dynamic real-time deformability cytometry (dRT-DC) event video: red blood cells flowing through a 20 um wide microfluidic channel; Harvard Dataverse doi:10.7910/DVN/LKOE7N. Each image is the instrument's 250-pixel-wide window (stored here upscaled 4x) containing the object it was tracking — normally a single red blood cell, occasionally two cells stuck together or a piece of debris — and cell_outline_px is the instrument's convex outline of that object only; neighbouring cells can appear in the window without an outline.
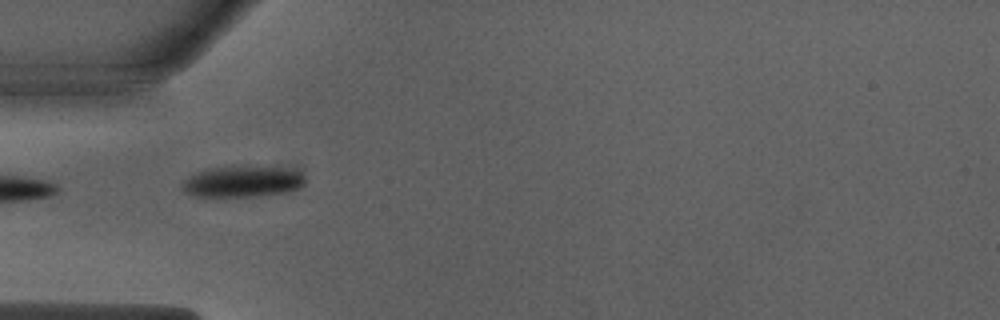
{"species": "Egyptian fruit bat (a non-hibernating species)", "species_latin": "Rousettus aegyptiacus", "temperature_condition": "warm", "stored_images_in_passage": 36, "camera_frame_rate_fps": 3000, "um_per_image_px": 0.085, "animal": {"sex": "male"}, "frame": {"image": 1, "passage_image": 1, "time_ms": 0.0, "image_size_px": [1000, 320], "cell_outline_px": [[304, 184], [300, 188], [288, 192], [256, 196], [192, 196], [180, 188], [180, 184], [188, 176], [196, 172], [208, 168], [232, 164], [248, 164], [284, 168], [300, 172], [304, 176]], "centroid_in_image_um": [20.58, 15.39], "position_along_channel_um": 64.4, "area_um2": 23.18}}
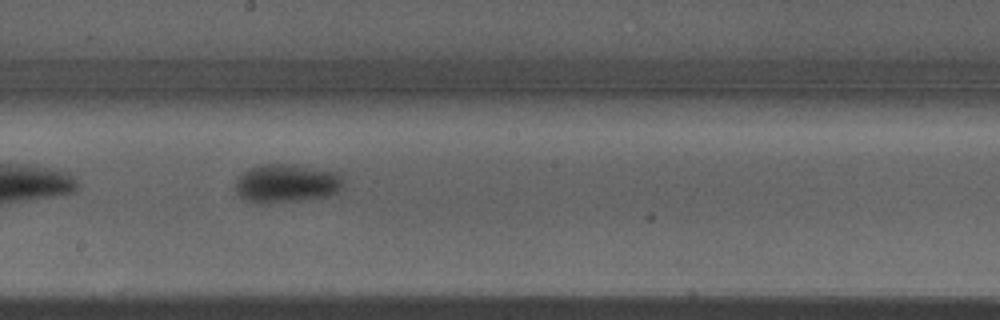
{"frame": {"image": 2, "passage_image": 13, "time_ms": 4.0, "image_size_px": [1000, 320], "cell_outline_px": [[344, 188], [336, 192], [324, 196], [300, 200], [268, 204], [260, 204], [244, 200], [236, 192], [236, 180], [244, 172], [260, 164], [296, 164], [340, 172], [344, 184]], "centroid_in_image_um": [24.38, 15.58], "position_along_channel_um": 223.8, "area_um2": 24.51}}
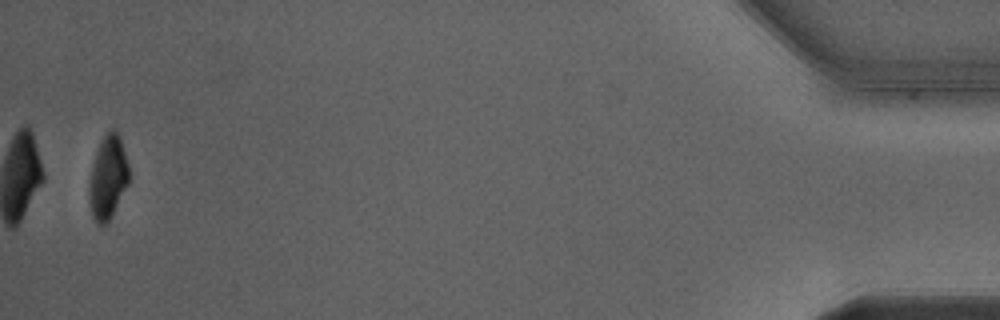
{"frame": {"image": 3, "passage_image": 35, "time_ms": 11.333, "image_size_px": [1000, 320], "cell_outline_px": [[128, 184], [108, 220], [104, 224], [96, 224], [92, 216], [88, 200], [88, 188], [92, 164], [96, 152], [104, 136], [112, 128], [116, 132], [120, 140], [128, 164]], "centroid_in_image_um": [9.13, 15.11], "position_along_channel_um": 426.1, "area_um2": 18.84}, "authors_computed_cell_mechanics": {"area_um2": 23.7847, "velocity_mm_per_s": 4.0137, "shape_relaxation_time_tau1_ms": 2.6172, "shape_relaxation_time_tau2_ms": null, "deformation_change_tau1": 0.1718, "deformation_change_tau2": null}}